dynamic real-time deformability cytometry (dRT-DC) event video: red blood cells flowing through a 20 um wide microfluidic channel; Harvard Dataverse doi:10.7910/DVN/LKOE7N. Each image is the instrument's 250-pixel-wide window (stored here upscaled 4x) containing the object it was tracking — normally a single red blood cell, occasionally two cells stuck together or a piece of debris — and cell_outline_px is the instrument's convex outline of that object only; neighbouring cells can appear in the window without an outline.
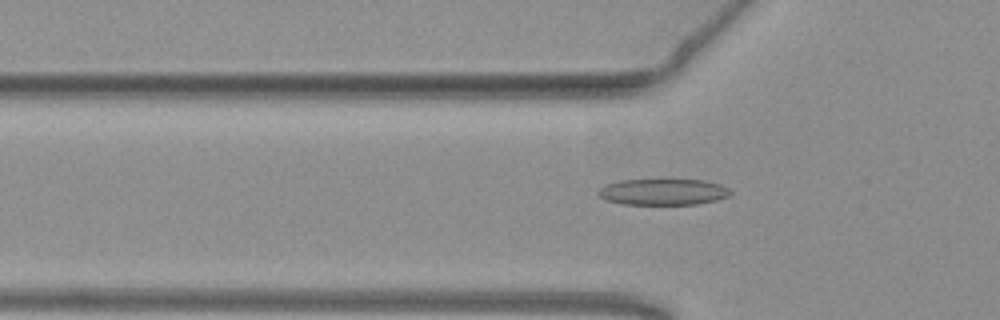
{"species": "common noctule bat (a hibernating species)", "species_latin": "Nyctalus noctula", "temperature_condition": "warm", "stored_images_in_passage": 49, "camera_frame_rate_fps": 3000, "um_per_image_px": 0.085, "animal": {"sex": "female", "body_mass_g": 19.3, "forearm_length_mm": 54.1}, "frame": {"image": 1, "passage_image": 18, "time_ms": 5.667, "image_size_px": [1000, 320], "cell_outline_px": [[732, 196], [716, 200], [696, 204], [624, 204], [608, 200], [600, 196], [596, 192], [600, 188], [608, 184], [620, 180], [668, 176], [704, 180], [720, 184], [728, 188], [732, 192]], "centroid_in_image_um": [56.42, 16.25], "position_along_channel_um": 69.4, "area_um2": 21.27}}
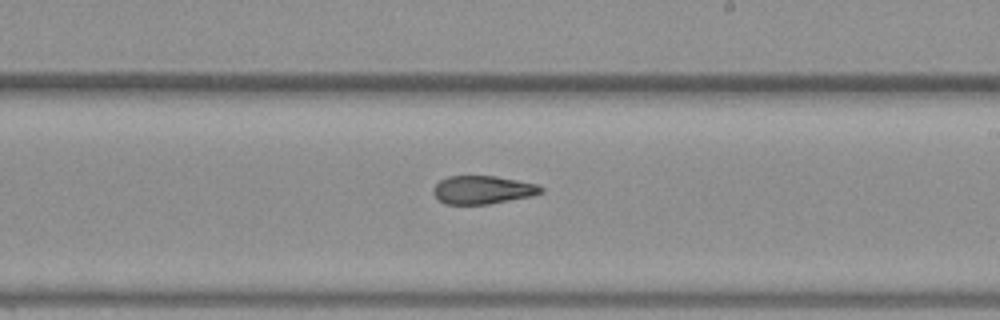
{"frame": {"image": 2, "passage_image": 32, "time_ms": 10.333, "image_size_px": [1000, 320], "cell_outline_px": [[544, 192], [532, 196], [488, 204], [444, 204], [432, 192], [432, 188], [440, 180], [448, 176], [496, 176], [536, 184], [544, 188]], "centroid_in_image_um": [41.03, 16.13], "position_along_channel_um": 248.0, "area_um2": 17.69}}
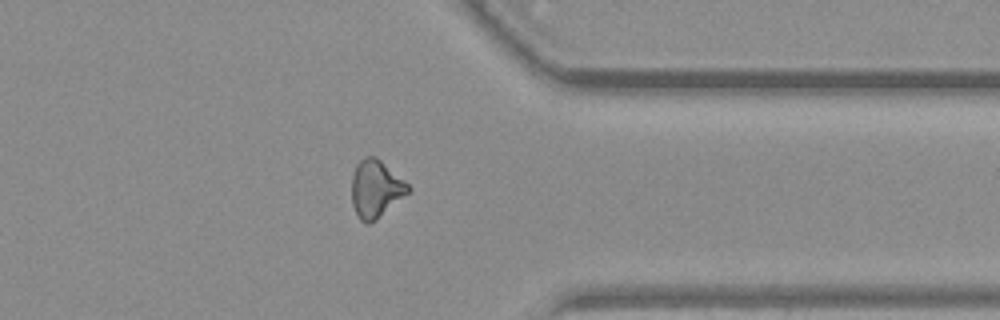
{"frame": {"image": 3, "passage_image": 43, "time_ms": 14.0, "image_size_px": [1000, 320], "cell_outline_px": [[412, 188], [408, 192], [376, 220], [368, 224], [364, 224], [360, 220], [352, 204], [352, 176], [356, 164], [364, 156], [376, 156], [404, 180]], "centroid_in_image_um": [31.92, 16.04], "position_along_channel_um": 379.5, "area_um2": 18.79}, "authors_computed_cell_mechanics": {"area_um2": 19.0162, "velocity_mm_per_s": 3.8037, "shape_relaxation_time_tau1_ms": null, "shape_relaxation_time_tau2_ms": 2.768, "deformation_change_tau1": null, "deformation_change_tau2": 0.1096}}